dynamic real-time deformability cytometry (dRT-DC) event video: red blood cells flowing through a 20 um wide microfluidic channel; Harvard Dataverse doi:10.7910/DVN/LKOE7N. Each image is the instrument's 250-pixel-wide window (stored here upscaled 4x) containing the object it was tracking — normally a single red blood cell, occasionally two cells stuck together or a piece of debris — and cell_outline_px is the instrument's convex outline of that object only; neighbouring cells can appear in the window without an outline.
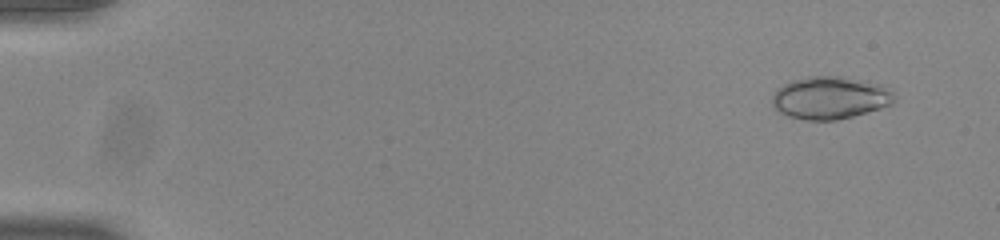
{"species": "common noctule bat (a hibernating species)", "species_latin": "Nyctalus noctula", "temperature_condition": "room temperature", "stored_images_in_passage": 53, "camera_frame_rate_fps": 3000, "um_per_image_px": 0.085, "animal": {"sex": "male", "body_mass_g": 20.0, "forearm_length_mm": 53.3}, "frame": {"image": 1, "passage_image": 4, "time_ms": 1.0, "image_size_px": [1000, 240], "cell_outline_px": [[896, 100], [892, 104], [880, 108], [852, 116], [836, 120], [808, 120], [788, 116], [780, 112], [772, 104], [772, 96], [784, 84], [792, 80], [812, 76], [840, 76], [880, 84], [892, 92]], "centroid_in_image_um": [70.56, 8.31], "position_along_channel_um": 14.4, "area_um2": 29.88}}
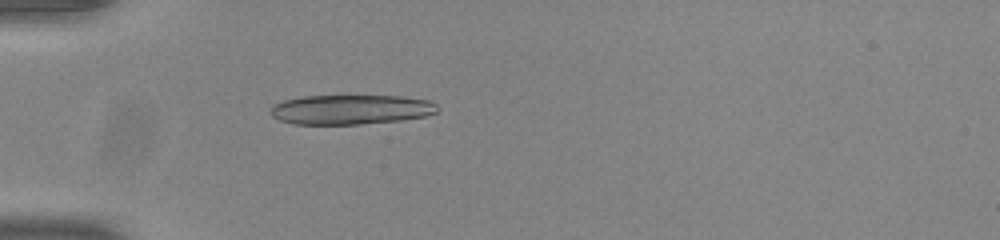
{"frame": {"image": 2, "passage_image": 17, "time_ms": 5.333, "image_size_px": [1000, 240], "cell_outline_px": [[440, 108], [436, 112], [424, 116], [400, 120], [360, 124], [292, 124], [280, 120], [272, 116], [272, 108], [276, 104], [284, 100], [304, 96], [400, 96], [428, 100], [436, 104]], "centroid_in_image_um": [29.84, 9.31], "position_along_channel_um": 55.2, "area_um2": 28.61}}